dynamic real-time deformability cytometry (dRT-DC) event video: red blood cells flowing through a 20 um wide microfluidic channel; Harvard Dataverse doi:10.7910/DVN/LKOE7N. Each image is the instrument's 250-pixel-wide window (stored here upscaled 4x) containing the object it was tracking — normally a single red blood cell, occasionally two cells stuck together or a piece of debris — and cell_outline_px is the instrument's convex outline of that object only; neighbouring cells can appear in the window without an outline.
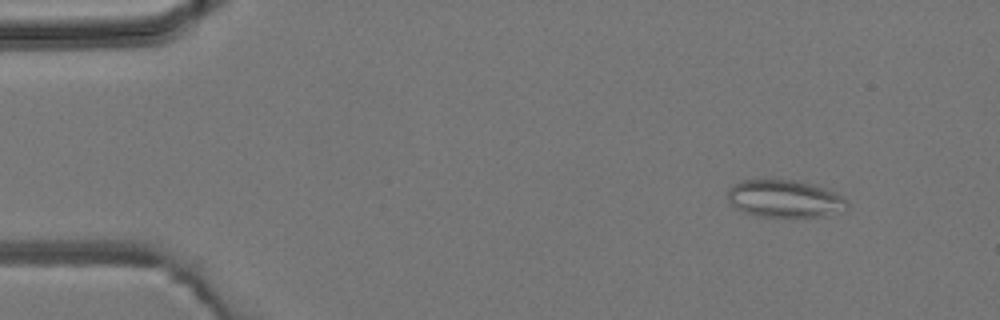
{"species": "common noctule bat (a hibernating species)", "species_latin": "Nyctalus noctula", "temperature_condition": "room temperature", "stored_images_in_passage": 5, "camera_frame_rate_fps": 3000, "um_per_image_px": 0.085, "animal": {"sex": "male", "body_mass_g": 19.2, "forearm_length_mm": 51.8}, "frame": {"image": 1, "passage_image": 1, "time_ms": 0.0, "image_size_px": [1000, 320], "cell_outline_px": [[848, 208], [824, 216], [756, 216], [744, 212], [736, 208], [728, 200], [728, 188], [732, 184], [740, 180], [792, 180], [824, 188], [836, 192], [848, 200]], "centroid_in_image_um": [66.67, 16.88], "position_along_channel_um": 18.3, "area_um2": 25.84}}
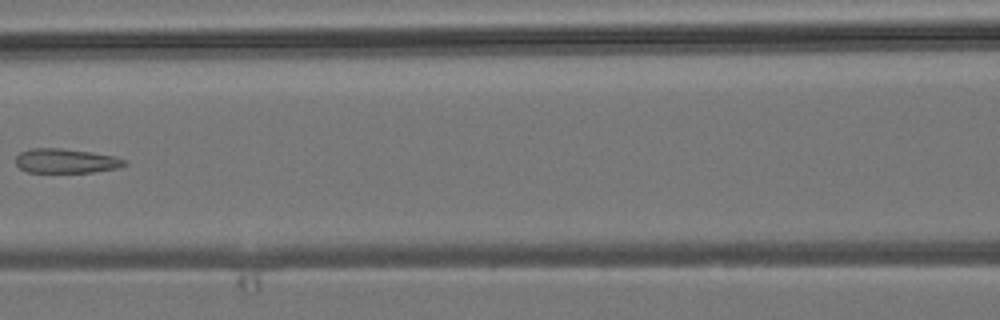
{"frame": {"image": 2, "passage_image": 5, "time_ms": 5.667, "image_size_px": [1000, 320], "cell_outline_px": [[128, 164], [116, 168], [92, 172], [28, 172], [20, 168], [16, 164], [16, 156], [20, 152], [32, 148], [60, 148], [92, 152], [116, 156], [128, 160]], "centroid_in_image_um": [5.64, 13.67], "position_along_channel_um": 161.0, "area_um2": 15.55}}